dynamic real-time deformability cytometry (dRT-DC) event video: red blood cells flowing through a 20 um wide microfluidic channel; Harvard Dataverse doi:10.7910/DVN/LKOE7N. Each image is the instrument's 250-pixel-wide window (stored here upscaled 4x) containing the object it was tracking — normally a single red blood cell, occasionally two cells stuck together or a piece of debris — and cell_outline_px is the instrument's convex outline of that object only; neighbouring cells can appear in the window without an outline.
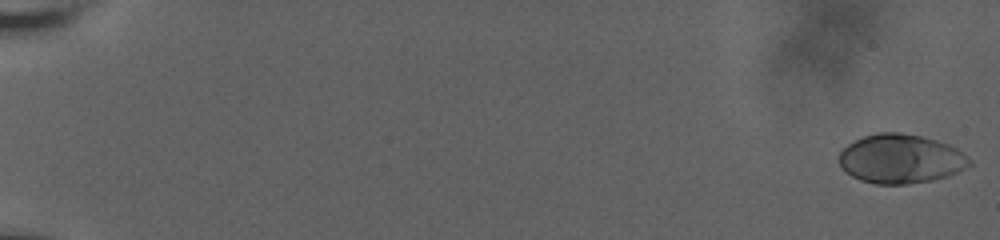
{"species": "human", "species_latin": "Homo sapiens", "temperature_condition": "room temperature", "stored_images_in_passage": 23, "camera_frame_rate_fps": 3000, "um_per_image_px": 0.085, "donor": {"sex": "male"}, "frame": {"image": 1, "passage_image": 1, "time_ms": 0.0, "image_size_px": [1000, 240], "cell_outline_px": [[972, 164], [948, 176], [932, 180], [908, 184], [876, 184], [860, 180], [852, 176], [840, 168], [836, 160], [836, 156], [848, 144], [864, 136], [876, 132], [900, 132], [924, 136], [948, 144], [956, 148], [968, 156], [972, 160]], "centroid_in_image_um": [76.53, 13.49], "position_along_channel_um": 8.5, "area_um2": 37.74}}
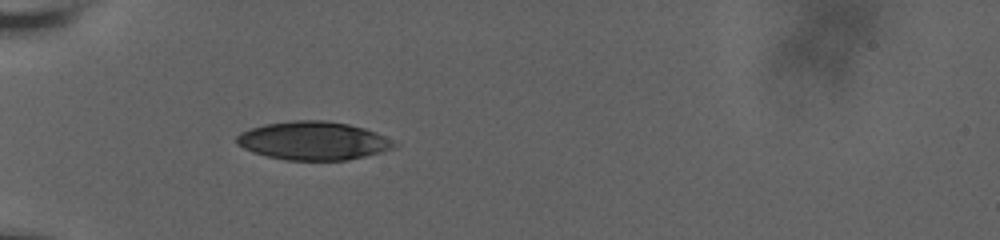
{"frame": {"image": 2, "passage_image": 20, "time_ms": 7.0, "image_size_px": [1000, 240], "cell_outline_px": [[400, 144], [392, 148], [380, 152], [348, 160], [288, 160], [268, 156], [252, 152], [236, 144], [236, 136], [240, 132], [264, 124], [292, 120], [324, 120], [348, 124], [364, 128], [376, 132]], "centroid_in_image_um": [26.62, 11.96], "position_along_channel_um": 58.4, "area_um2": 35.2}}
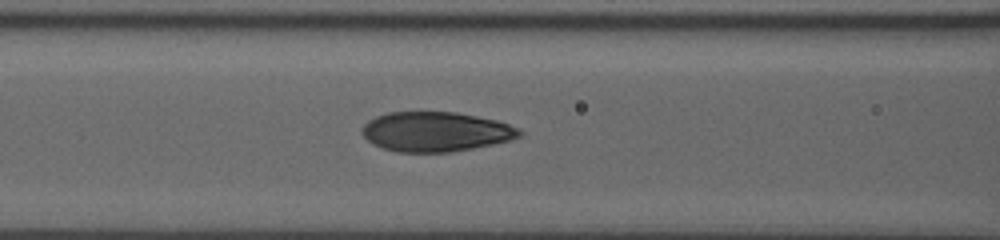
{"frame": {"image": 3, "passage_image": 23, "time_ms": 9.333, "image_size_px": [1000, 240], "cell_outline_px": [[524, 132], [520, 136], [508, 140], [492, 144], [452, 152], [396, 152], [372, 144], [360, 132], [364, 124], [368, 120], [376, 116], [388, 112], [456, 112], [496, 120], [520, 128]], "centroid_in_image_um": [37.02, 11.19], "position_along_channel_um": 129.6, "area_um2": 36.41}}